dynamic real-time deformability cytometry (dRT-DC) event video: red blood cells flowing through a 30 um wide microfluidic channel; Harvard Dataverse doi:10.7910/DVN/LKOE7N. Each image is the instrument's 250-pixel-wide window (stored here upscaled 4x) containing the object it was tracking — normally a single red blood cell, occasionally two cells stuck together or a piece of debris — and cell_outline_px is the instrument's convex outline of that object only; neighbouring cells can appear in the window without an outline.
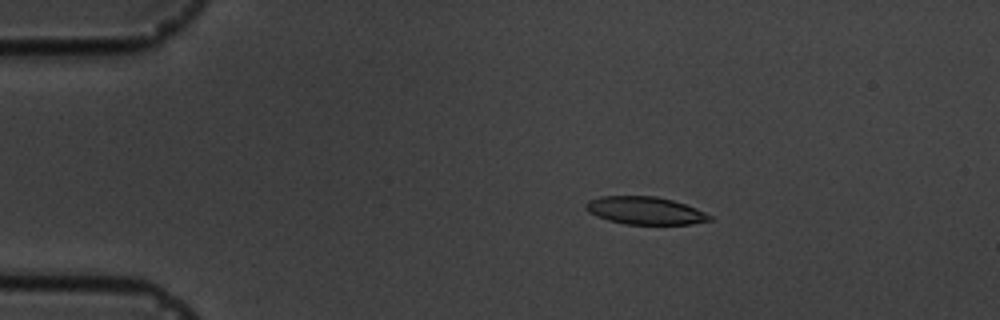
{"species": "common noctule bat (a hibernating species)", "species_latin": "Nyctalus noctula", "temperature_condition": "cold", "stored_images_in_passage": 4, "camera_frame_rate_fps": 3000, "um_per_image_px": 0.085, "animal": {"sex": "male", "body_mass_g": 19.5, "forearm_length_mm": 54.6}, "frame": {"image": 1, "passage_image": 3, "time_ms": 2.333, "image_size_px": [1000, 320], "cell_outline_px": [[712, 220], [692, 224], [624, 224], [608, 220], [596, 216], [588, 212], [584, 208], [584, 204], [588, 200], [600, 196], [656, 196], [672, 200], [696, 208], [712, 216]], "centroid_in_image_um": [54.79, 17.9], "position_along_channel_um": 30.2, "area_um2": 20.06}}